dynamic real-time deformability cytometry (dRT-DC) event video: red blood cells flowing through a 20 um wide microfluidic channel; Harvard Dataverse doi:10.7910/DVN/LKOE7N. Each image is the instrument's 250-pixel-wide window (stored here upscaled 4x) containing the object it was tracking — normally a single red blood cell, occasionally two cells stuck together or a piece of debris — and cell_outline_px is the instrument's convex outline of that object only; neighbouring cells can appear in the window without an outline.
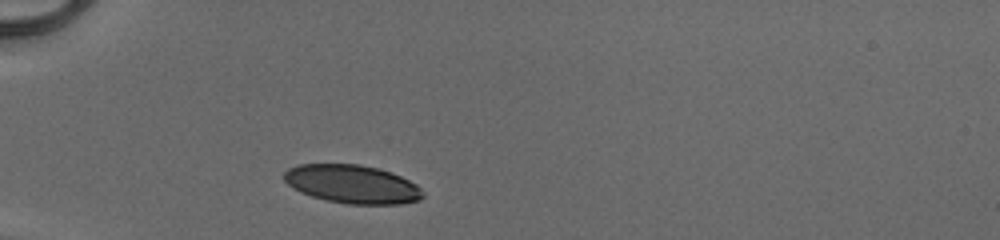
{"species": "human", "species_latin": "Homo sapiens", "temperature_condition": "cold", "stored_images_in_passage": 30, "camera_frame_rate_fps": 3000, "um_per_image_px": 0.085, "donor": {"sex": "male"}, "frame": {"image": 1, "passage_image": 1, "time_ms": 0.0, "image_size_px": [1000, 240], "cell_outline_px": [[424, 196], [420, 200], [400, 204], [348, 204], [328, 200], [312, 196], [300, 192], [292, 188], [284, 180], [284, 172], [288, 168], [300, 164], [360, 164], [392, 172], [416, 184], [420, 188]], "centroid_in_image_um": [29.93, 15.65], "position_along_channel_um": 55.1, "area_um2": 31.04}}
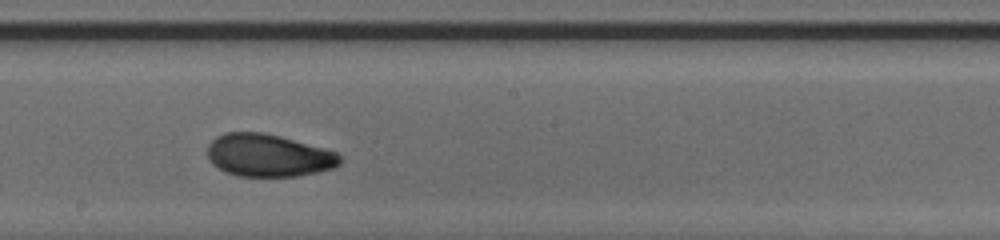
{"frame": {"image": 2, "passage_image": 15, "time_ms": 4.667, "image_size_px": [1000, 240], "cell_outline_px": [[340, 164], [336, 168], [296, 176], [236, 176], [224, 172], [216, 168], [208, 160], [208, 144], [216, 136], [224, 132], [264, 132], [280, 136], [324, 148], [336, 152], [340, 156]], "centroid_in_image_um": [22.77, 13.21], "position_along_channel_um": 225.4, "area_um2": 33.12}}
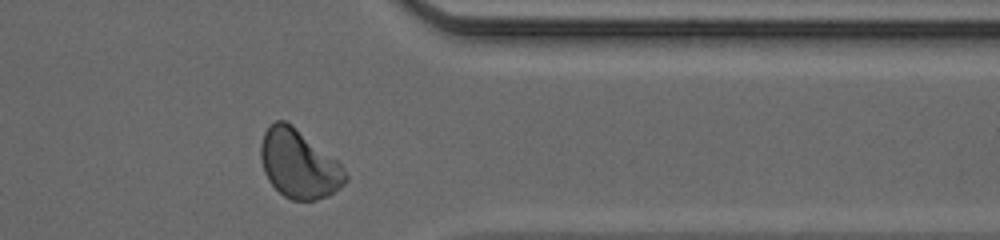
{"frame": {"image": 3, "passage_image": 27, "time_ms": 8.667, "image_size_px": [1000, 240], "cell_outline_px": [[348, 180], [340, 188], [328, 196], [316, 200], [292, 200], [284, 196], [268, 180], [264, 172], [260, 156], [260, 144], [264, 132], [276, 120], [284, 120], [292, 124], [336, 160], [340, 164], [348, 176]], "centroid_in_image_um": [25.4, 13.95], "position_along_channel_um": 386.0, "area_um2": 33.58}, "authors_computed_cell_mechanics": {"area_um2": 33.1483, "velocity_mm_per_s": 4.1138, "shape_relaxation_time_tau1_ms": 4.1978, "shape_relaxation_time_tau2_ms": 0.9686, "deformation_change_tau1": 0.144, "deformation_change_tau2": 0.0457}}